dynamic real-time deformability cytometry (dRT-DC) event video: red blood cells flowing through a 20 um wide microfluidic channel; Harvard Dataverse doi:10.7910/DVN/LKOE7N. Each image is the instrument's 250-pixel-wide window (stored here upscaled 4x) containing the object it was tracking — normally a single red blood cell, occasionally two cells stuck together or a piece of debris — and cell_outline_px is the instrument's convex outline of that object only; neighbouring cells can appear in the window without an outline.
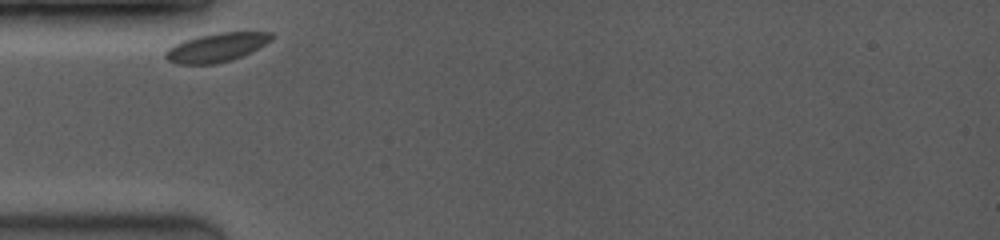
{"species": "common noctule bat (a hibernating species)", "species_latin": "Nyctalus noctula", "temperature_condition": "room temperature", "stored_images_in_passage": 22, "camera_frame_rate_fps": 3500, "um_per_image_px": 0.085, "animal": {"sex": "female", "body_mass_g": 19.0, "forearm_length_mm": 53.3}, "frame": {"image": 1, "passage_image": 1, "time_ms": 0.0, "image_size_px": [1000, 240], "cell_outline_px": [[272, 36], [264, 44], [232, 60], [216, 64], [176, 64], [168, 60], [164, 56], [164, 52], [168, 48], [184, 40], [200, 36], [220, 32], [272, 32]], "centroid_in_image_um": [18.33, 4.04], "position_along_channel_um": 66.7, "area_um2": 17.4}}
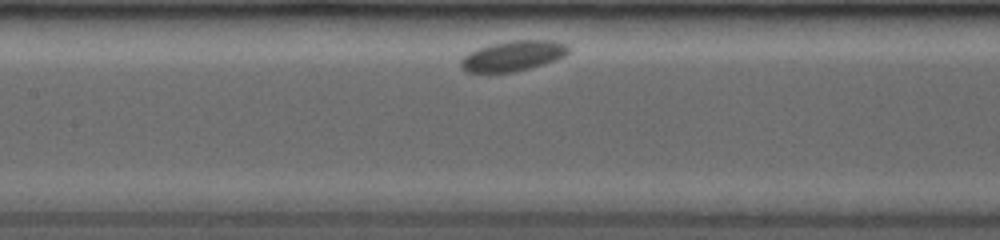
{"frame": {"image": 2, "passage_image": 8, "time_ms": 2.857, "image_size_px": [1000, 240], "cell_outline_px": [[568, 52], [564, 56], [556, 60], [544, 64], [512, 72], [468, 72], [460, 68], [460, 60], [468, 52], [476, 48], [492, 44], [512, 40], [552, 40], [568, 44]], "centroid_in_image_um": [43.59, 4.74], "position_along_channel_um": 163.8, "area_um2": 19.02}}
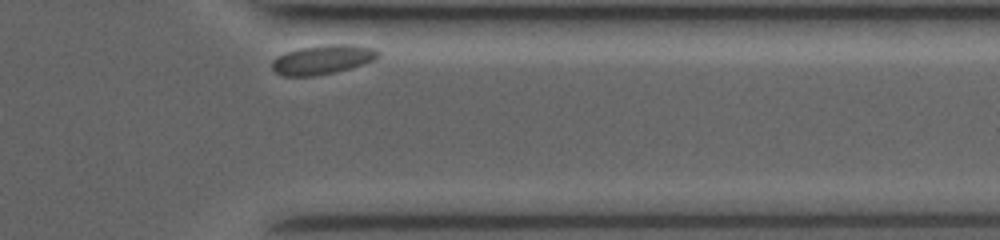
{"frame": {"image": 3, "passage_image": 21, "time_ms": 9.143, "image_size_px": [1000, 240], "cell_outline_px": [[380, 56], [376, 60], [352, 68], [336, 72], [312, 76], [284, 76], [276, 72], [272, 68], [272, 60], [276, 56], [284, 52], [300, 48], [328, 44], [352, 44], [376, 48], [380, 52]], "centroid_in_image_um": [27.47, 5.05], "position_along_channel_um": 383.9, "area_um2": 18.44}}